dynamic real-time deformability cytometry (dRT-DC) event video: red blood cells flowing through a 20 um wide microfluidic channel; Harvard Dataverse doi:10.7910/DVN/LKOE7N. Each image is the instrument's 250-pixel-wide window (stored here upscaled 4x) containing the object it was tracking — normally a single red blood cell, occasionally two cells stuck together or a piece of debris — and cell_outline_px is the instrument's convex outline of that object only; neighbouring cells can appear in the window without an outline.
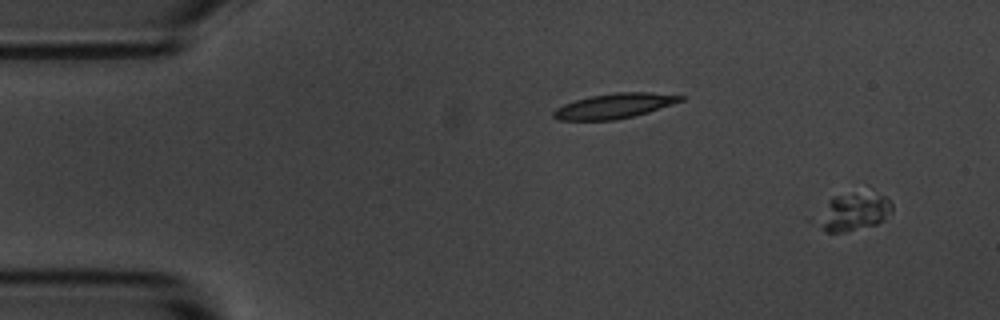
{"species": "common noctule bat (a hibernating species)", "species_latin": "Nyctalus noctula", "temperature_condition": "room temperature", "stored_images_in_passage": 13, "camera_frame_rate_fps": 3000, "um_per_image_px": 0.085, "animal": {"sex": "male", "body_mass_g": 20.1, "forearm_length_mm": 53.5}, "frame": {"image": 1, "passage_image": 1, "time_ms": 0.0, "image_size_px": [1000, 320], "cell_outline_px": [[892, 212], [876, 224], [844, 232], [824, 232], [824, 224], [828, 200], [832, 196], [868, 184], [884, 196], [892, 204]], "centroid_in_image_um": [72.76, 17.82], "position_along_channel_um": 12.2, "area_um2": 16.65}}
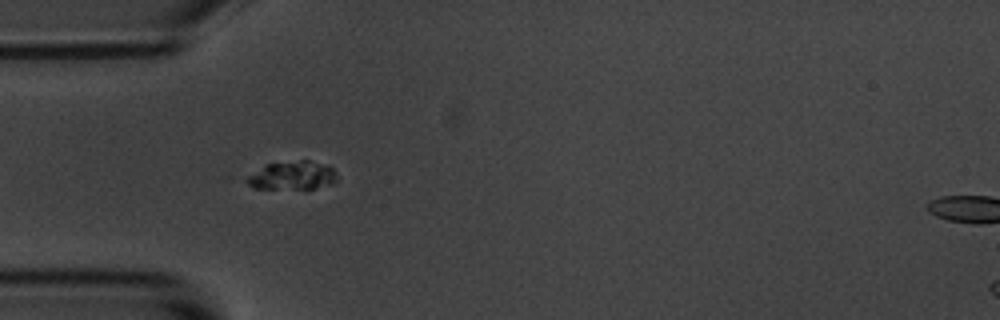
{"frame": {"image": 2, "passage_image": 4, "time_ms": 4.333, "image_size_px": [1000, 320], "cell_outline_px": [[336, 180], [332, 184], [304, 192], [252, 188], [244, 180], [248, 176], [264, 164], [300, 160], [308, 160], [328, 164], [336, 172]], "centroid_in_image_um": [24.86, 14.97], "position_along_channel_um": 60.1, "area_um2": 16.01}}
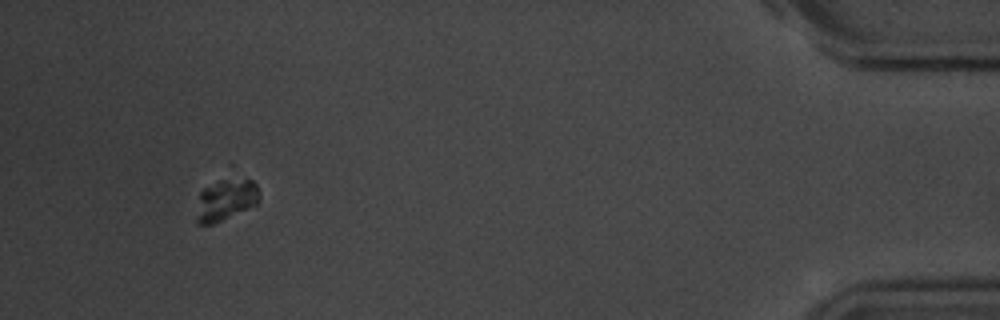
{"frame": {"image": 3, "passage_image": 13, "time_ms": 16.0, "image_size_px": [1000, 320], "cell_outline_px": [[260, 200], [256, 204], [212, 224], [200, 224], [196, 220], [200, 192], [204, 188], [220, 180], [252, 180], [256, 184], [260, 196]], "centroid_in_image_um": [19.2, 16.99], "position_along_channel_um": 416.0, "area_um2": 14.62}, "authors_computed_cell_mechanics": {"area_um2": 16.3574, "velocity_mm_per_s": 3.6425, "shape_relaxation_time_tau1_ms": 1.4215, "shape_relaxation_time_tau2_ms": null, "deformation_change_tau1": 0.0503, "deformation_change_tau2": null}}